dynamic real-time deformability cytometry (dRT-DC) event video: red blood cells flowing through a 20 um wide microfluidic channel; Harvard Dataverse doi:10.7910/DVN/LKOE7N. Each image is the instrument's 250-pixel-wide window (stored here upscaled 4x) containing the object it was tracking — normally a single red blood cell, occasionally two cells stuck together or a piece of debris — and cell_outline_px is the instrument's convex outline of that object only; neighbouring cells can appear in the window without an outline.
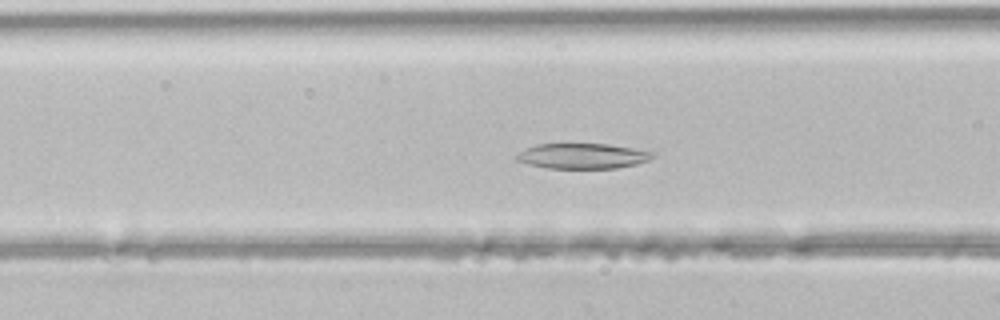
{"species": "common noctule bat (a hibernating species)", "species_latin": "Nyctalus noctula", "temperature_condition": "room temperature", "stored_images_in_passage": 25, "camera_frame_rate_fps": 3000, "um_per_image_px": 0.085, "animal": {"sex": "male", "body_mass_g": 21.5, "forearm_length_mm": 52.0}, "frame": {"image": 1, "passage_image": 12, "time_ms": 3.667, "image_size_px": [1000, 320], "cell_outline_px": [[652, 156], [648, 160], [636, 164], [616, 168], [548, 168], [528, 164], [516, 160], [516, 156], [524, 148], [536, 144], [608, 144], [632, 148], [652, 152]], "centroid_in_image_um": [49.46, 13.26], "position_along_channel_um": 117.1, "area_um2": 19.83}}
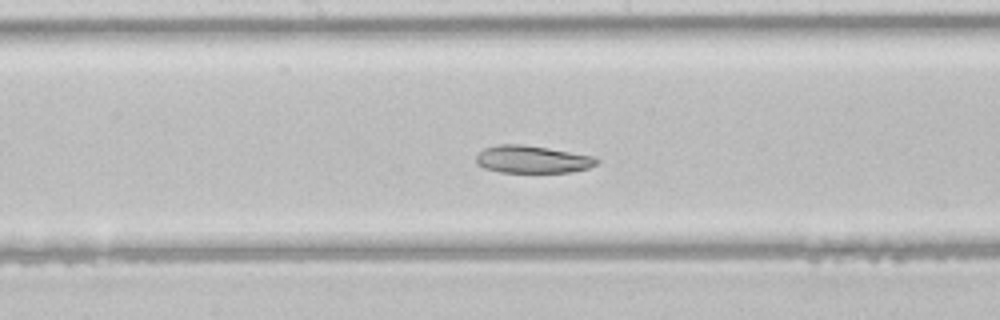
{"frame": {"image": 2, "passage_image": 18, "time_ms": 5.667, "image_size_px": [1000, 320], "cell_outline_px": [[600, 160], [596, 164], [588, 168], [572, 172], [500, 172], [484, 168], [476, 164], [476, 156], [484, 148], [496, 144], [524, 144], [596, 156]], "centroid_in_image_um": [45.25, 13.54], "position_along_channel_um": 202.9, "area_um2": 19.48}}
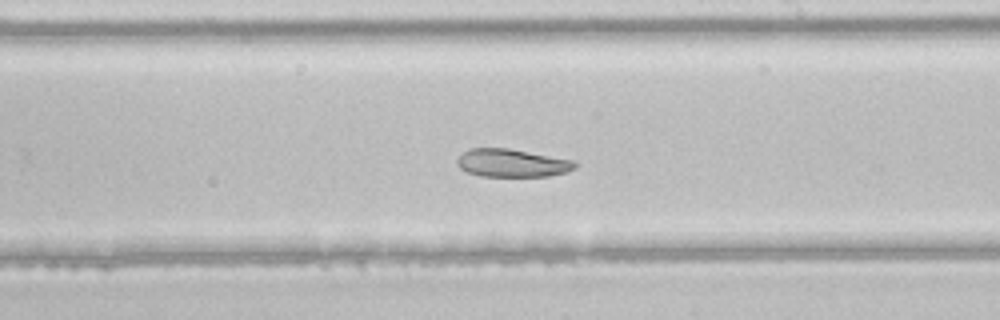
{"frame": {"image": 3, "passage_image": 21, "time_ms": 6.667, "image_size_px": [1000, 320], "cell_outline_px": [[576, 168], [568, 172], [548, 176], [480, 176], [468, 172], [460, 168], [456, 164], [456, 160], [468, 148], [508, 148], [576, 160]], "centroid_in_image_um": [43.55, 13.85], "position_along_channel_um": 245.5, "area_um2": 19.36}}